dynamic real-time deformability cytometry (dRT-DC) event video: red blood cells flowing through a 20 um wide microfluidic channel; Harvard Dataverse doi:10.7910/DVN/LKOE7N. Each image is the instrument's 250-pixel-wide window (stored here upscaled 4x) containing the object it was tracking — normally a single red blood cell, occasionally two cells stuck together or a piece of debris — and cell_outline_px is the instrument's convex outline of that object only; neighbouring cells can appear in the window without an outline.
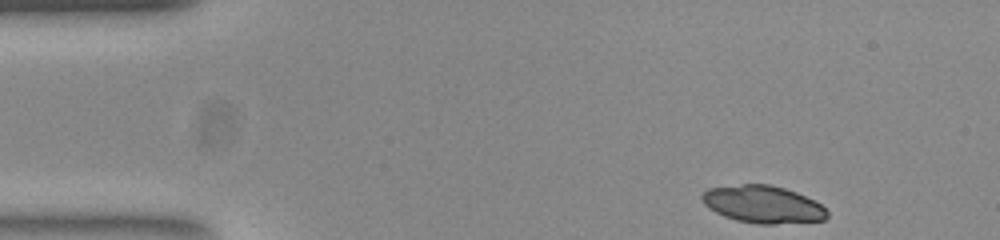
{"species": "common noctule bat (a hibernating species)", "species_latin": "Nyctalus noctula", "temperature_condition": "room temperature", "stored_images_in_passage": 47, "camera_frame_rate_fps": 3000, "um_per_image_px": 0.085, "animal": {"sex": "female", "body_mass_g": 23.0, "forearm_length_mm": 53.4}, "frame": {"image": 1, "passage_image": 1, "time_ms": 0.0, "image_size_px": [1000, 240], "cell_outline_px": [[828, 216], [824, 220], [772, 224], [760, 224], [736, 220], [724, 216], [716, 212], [704, 204], [700, 196], [708, 188], [744, 184], [768, 184], [784, 188], [796, 192], [820, 204], [828, 212]], "centroid_in_image_um": [64.83, 17.37], "position_along_channel_um": 20.2, "area_um2": 26.99}}
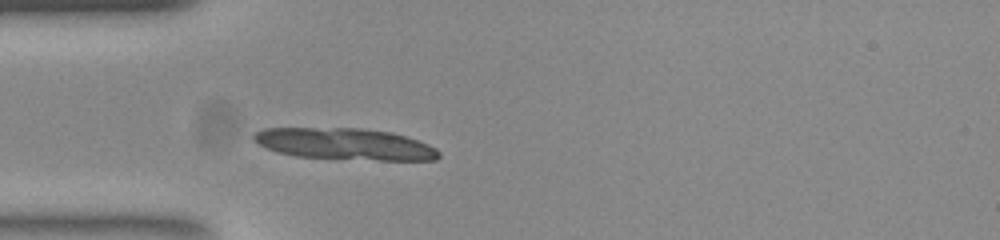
{"frame": {"image": 2, "passage_image": 10, "time_ms": 3.0, "image_size_px": [1000, 240], "cell_outline_px": [[440, 156], [436, 160], [380, 160], [296, 156], [280, 152], [268, 148], [260, 144], [252, 136], [256, 132], [264, 128], [360, 128], [392, 132], [428, 144], [436, 148], [440, 152]], "centroid_in_image_um": [29.36, 12.23], "position_along_channel_um": 55.6, "area_um2": 33.64}}